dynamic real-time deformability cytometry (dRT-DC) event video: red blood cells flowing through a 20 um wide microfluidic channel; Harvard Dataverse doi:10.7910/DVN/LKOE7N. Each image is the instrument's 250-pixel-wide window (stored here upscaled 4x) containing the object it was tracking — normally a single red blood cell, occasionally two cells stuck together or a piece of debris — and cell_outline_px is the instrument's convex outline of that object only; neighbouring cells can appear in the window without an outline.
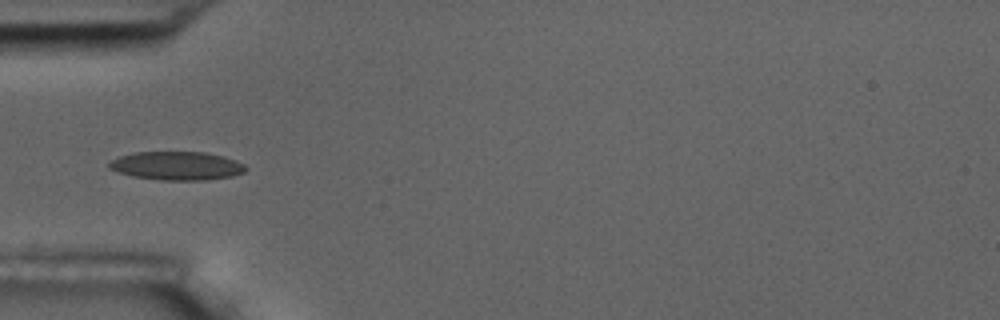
{"species": "common noctule bat (a hibernating species)", "species_latin": "Nyctalus noctula", "temperature_condition": "room temperature", "stored_images_in_passage": 7, "camera_frame_rate_fps": 3000, "um_per_image_px": 0.085, "animal": {"sex": "male", "body_mass_g": 17.5, "forearm_length_mm": 52.3}, "frame": {"image": 1, "passage_image": 5, "time_ms": 4.667, "image_size_px": [1000, 320], "cell_outline_px": [[248, 168], [244, 172], [232, 176], [208, 180], [160, 180], [132, 176], [116, 172], [108, 168], [108, 164], [112, 160], [120, 156], [136, 152], [204, 152], [224, 156], [236, 160], [244, 164]], "centroid_in_image_um": [15.04, 14.1], "position_along_channel_um": 70.0, "area_um2": 22.83}}